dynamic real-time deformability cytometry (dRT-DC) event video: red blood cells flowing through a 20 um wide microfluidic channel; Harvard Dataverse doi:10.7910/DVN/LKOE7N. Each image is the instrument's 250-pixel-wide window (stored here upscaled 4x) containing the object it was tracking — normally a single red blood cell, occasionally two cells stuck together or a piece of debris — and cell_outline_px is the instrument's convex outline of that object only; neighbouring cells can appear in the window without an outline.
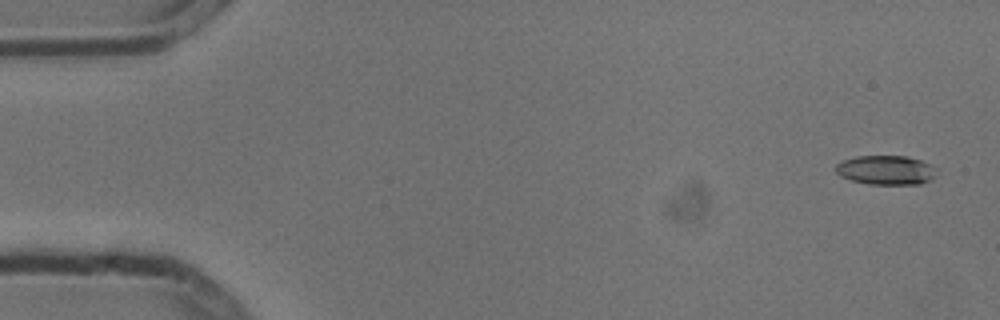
{"species": "common noctule bat (a hibernating species)", "species_latin": "Nyctalus noctula", "temperature_condition": "cold", "stored_images_in_passage": 5, "camera_frame_rate_fps": 3000, "um_per_image_px": 0.085, "animal": {"sex": "male", "body_mass_g": 13.3}, "frame": {"image": 1, "passage_image": 1, "time_ms": 0.0, "image_size_px": [1000, 320], "cell_outline_px": [[936, 176], [920, 184], [868, 184], [852, 180], [840, 176], [836, 172], [836, 164], [844, 160], [856, 156], [904, 156], [920, 160], [936, 168]], "centroid_in_image_um": [75.3, 14.46], "position_along_channel_um": 9.7, "area_um2": 17.05}}
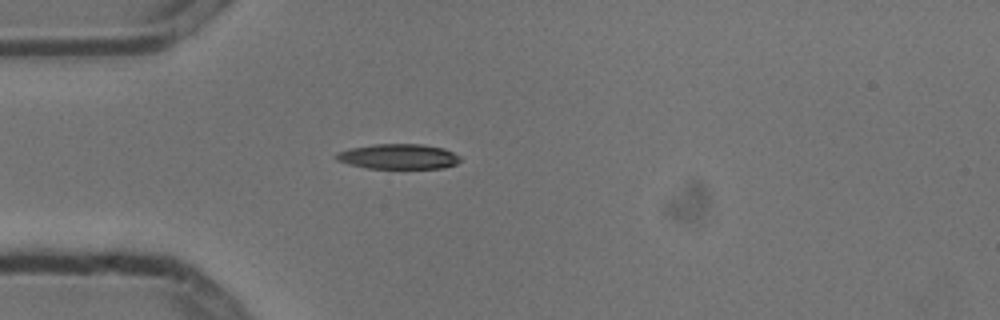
{"frame": {"image": 2, "passage_image": 5, "time_ms": 1.333, "image_size_px": [1000, 320], "cell_outline_px": [[460, 160], [456, 164], [444, 168], [368, 168], [348, 164], [336, 160], [336, 156], [340, 152], [352, 148], [372, 144], [424, 144], [444, 148], [460, 156]], "centroid_in_image_um": [33.9, 13.3], "position_along_channel_um": 51.1, "area_um2": 18.03}}